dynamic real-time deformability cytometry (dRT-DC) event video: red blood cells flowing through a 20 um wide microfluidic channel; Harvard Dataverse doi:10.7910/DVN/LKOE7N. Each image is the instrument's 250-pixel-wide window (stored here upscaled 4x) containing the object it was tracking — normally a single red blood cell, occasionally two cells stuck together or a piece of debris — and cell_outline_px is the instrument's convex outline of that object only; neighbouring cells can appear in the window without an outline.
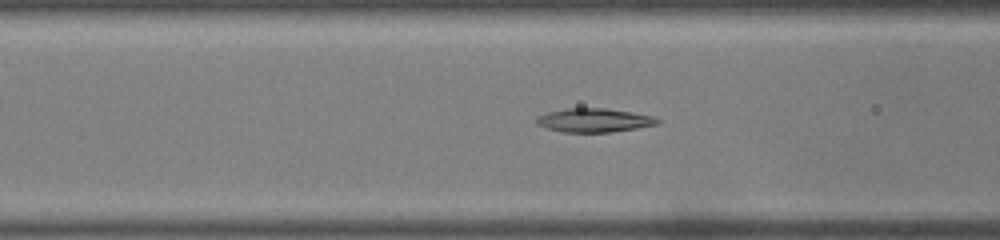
{"species": "common noctule bat (a hibernating species)", "species_latin": "Nyctalus noctula", "temperature_condition": "warm", "stored_images_in_passage": 9, "camera_frame_rate_fps": 3000, "um_per_image_px": 0.085, "animal": {"sex": "male", "body_mass_g": 19.0, "forearm_length_mm": 50.8}, "frame": {"image": 1, "passage_image": 7, "time_ms": 2.0, "image_size_px": [1000, 240], "cell_outline_px": [[660, 124], [612, 132], [564, 132], [544, 128], [536, 124], [536, 116], [548, 112], [568, 108], [604, 108], [632, 112], [652, 116], [660, 120]], "centroid_in_image_um": [50.47, 10.22], "position_along_channel_um": 116.1, "area_um2": 16.82}}